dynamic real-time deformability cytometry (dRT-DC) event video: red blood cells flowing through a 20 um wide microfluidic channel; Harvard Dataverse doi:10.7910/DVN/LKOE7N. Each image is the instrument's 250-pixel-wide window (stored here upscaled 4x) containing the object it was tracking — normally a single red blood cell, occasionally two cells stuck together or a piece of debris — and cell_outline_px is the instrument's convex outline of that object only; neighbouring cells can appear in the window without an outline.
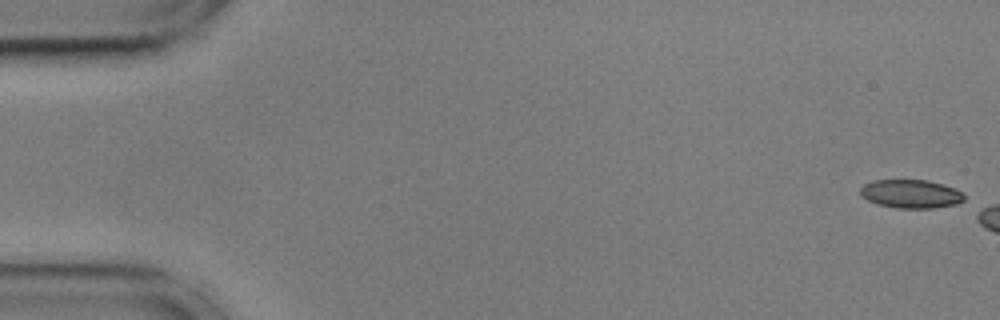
{"species": "common noctule bat (a hibernating species)", "species_latin": "Nyctalus noctula", "temperature_condition": "cold", "stored_images_in_passage": 7, "camera_frame_rate_fps": 3000, "um_per_image_px": 0.085, "animal": {"sex": "male", "body_mass_g": 17.9, "forearm_length_mm": 54.2}, "frame": {"image": 1, "passage_image": 1, "time_ms": 0.0, "image_size_px": [1000, 320], "cell_outline_px": [[964, 200], [956, 204], [932, 208], [896, 208], [876, 204], [860, 196], [860, 188], [864, 184], [872, 180], [928, 180], [944, 184], [960, 192], [964, 196]], "centroid_in_image_um": [77.37, 16.48], "position_along_channel_um": 7.6, "area_um2": 17.28}}